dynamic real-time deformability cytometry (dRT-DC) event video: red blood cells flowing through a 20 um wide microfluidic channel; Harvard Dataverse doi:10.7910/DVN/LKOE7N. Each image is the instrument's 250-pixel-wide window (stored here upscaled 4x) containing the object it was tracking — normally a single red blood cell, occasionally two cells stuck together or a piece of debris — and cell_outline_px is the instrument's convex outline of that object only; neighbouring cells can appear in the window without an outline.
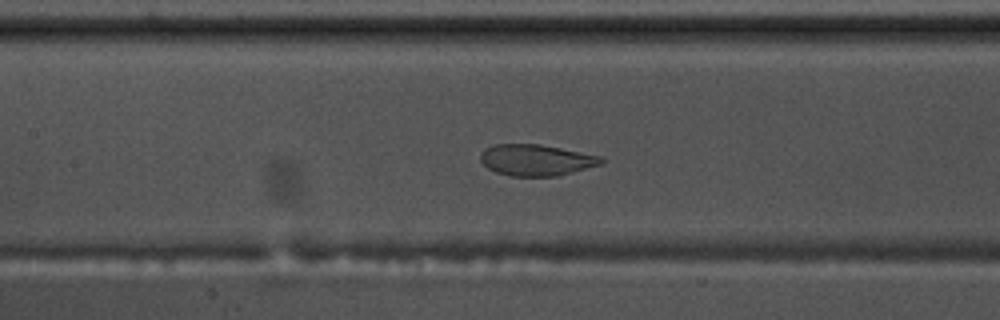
{"species": "common noctule bat (a hibernating species)", "species_latin": "Nyctalus noctula", "temperature_condition": "warm", "stored_images_in_passage": 53, "segment_of_instrument_passage": [1, 2], "camera_frame_rate_fps": 3000, "um_per_image_px": 0.085, "animal": {"sex": "male", "body_mass_g": 17.5, "forearm_length_mm": 52.3}, "frame": {"image": 1, "passage_image": 22, "time_ms": 7.0, "image_size_px": [1000, 320], "cell_outline_px": [[604, 160], [600, 164], [572, 172], [556, 176], [512, 176], [496, 172], [488, 168], [480, 160], [480, 152], [484, 148], [496, 144], [540, 144], [600, 156]], "centroid_in_image_um": [45.52, 13.6], "position_along_channel_um": 161.9, "area_um2": 21.79}}
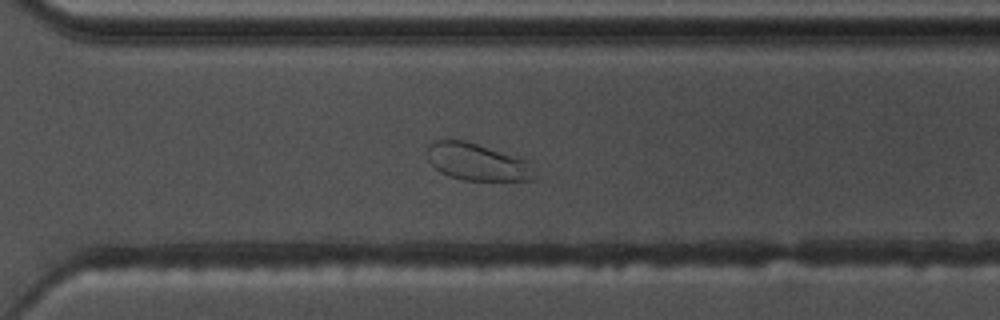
{"frame": {"image": 2, "passage_image": 36, "time_ms": 11.667, "image_size_px": [1000, 320], "cell_outline_px": [[532, 180], [464, 180], [440, 172], [428, 160], [428, 144], [436, 140], [464, 140], [524, 160]], "centroid_in_image_um": [40.4, 13.76], "position_along_channel_um": 330.2, "area_um2": 21.96}}
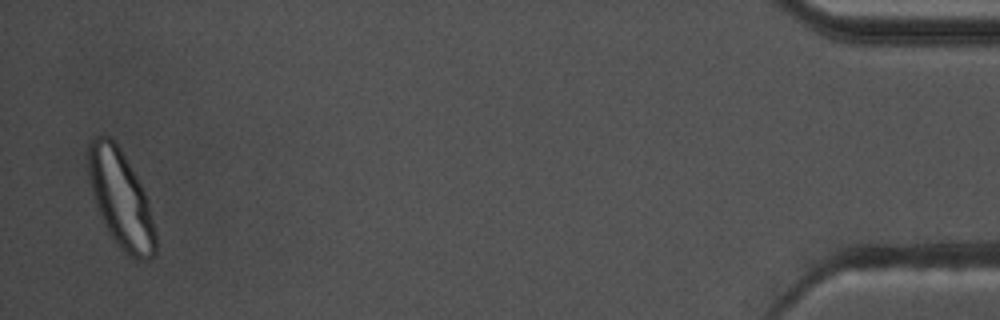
{"frame": {"image": 3, "passage_image": 51, "time_ms": 16.667, "image_size_px": [1000, 320], "cell_outline_px": [[156, 252], [148, 260], [136, 260], [116, 244], [108, 232], [104, 224], [96, 204], [88, 176], [88, 148], [92, 140], [96, 136], [108, 136], [120, 148], [136, 176], [144, 192], [148, 204], [156, 232]], "centroid_in_image_um": [10.27, 16.95], "position_along_channel_um": 424.9, "area_um2": 37.51}}